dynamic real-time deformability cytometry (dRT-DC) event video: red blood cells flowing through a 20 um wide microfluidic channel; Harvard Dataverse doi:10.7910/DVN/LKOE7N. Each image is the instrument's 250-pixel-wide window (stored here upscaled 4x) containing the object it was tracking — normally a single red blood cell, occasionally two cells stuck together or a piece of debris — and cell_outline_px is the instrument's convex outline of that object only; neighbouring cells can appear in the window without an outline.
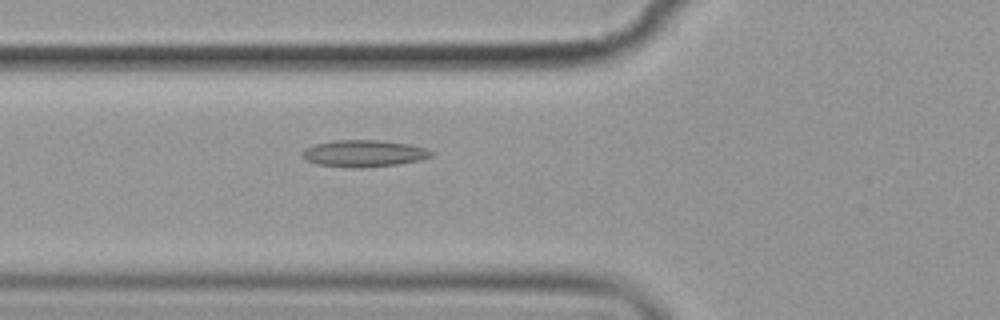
{"species": "common noctule bat (a hibernating species)", "species_latin": "Nyctalus noctula", "temperature_condition": "cold", "stored_images_in_passage": 3, "camera_frame_rate_fps": 3000, "um_per_image_px": 0.085, "animal": {"sex": "female", "body_mass_g": 19.9}, "frame": {"image": 1, "passage_image": 3, "time_ms": 2.333, "image_size_px": [1000, 320], "cell_outline_px": [[436, 152], [432, 156], [420, 160], [400, 164], [360, 168], [352, 168], [316, 164], [308, 160], [300, 152], [304, 148], [316, 144], [332, 140], [384, 140], [408, 144], [424, 148]], "centroid_in_image_um": [30.95, 13.04], "position_along_channel_um": 94.9, "area_um2": 20.29}}